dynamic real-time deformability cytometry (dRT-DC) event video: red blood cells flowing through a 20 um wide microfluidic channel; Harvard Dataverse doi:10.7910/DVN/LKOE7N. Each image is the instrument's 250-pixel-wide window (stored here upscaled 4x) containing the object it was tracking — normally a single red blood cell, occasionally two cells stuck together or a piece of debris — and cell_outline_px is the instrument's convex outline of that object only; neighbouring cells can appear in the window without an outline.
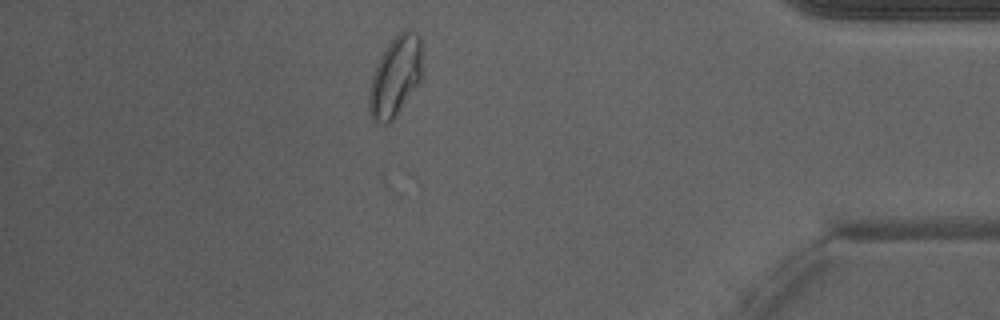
{"species": "Egyptian fruit bat (a non-hibernating species)", "species_latin": "Rousettus aegyptiacus", "temperature_condition": "warm", "stored_images_in_passage": 44, "camera_frame_rate_fps": 3000, "um_per_image_px": 0.085, "animal": {"sex": "male"}, "frame": {"image": 1, "passage_image": 38, "time_ms": 12.333, "image_size_px": [1000, 320], "cell_outline_px": [[424, 52], [420, 80], [396, 116], [388, 124], [376, 124], [372, 120], [368, 112], [368, 88], [372, 76], [380, 56], [388, 44], [404, 28], [408, 28], [416, 32], [420, 36], [424, 48]], "centroid_in_image_um": [33.61, 6.49], "position_along_channel_um": 401.6, "area_um2": 25.49}, "authors_computed_cell_mechanics": {"area_um2": 19.6809, "velocity_mm_per_s": 4.235, "shape_relaxation_time_tau1_ms": null, "shape_relaxation_time_tau2_ms": 0.9966, "deformation_change_tau1": null, "deformation_change_tau2": 0.0648}}